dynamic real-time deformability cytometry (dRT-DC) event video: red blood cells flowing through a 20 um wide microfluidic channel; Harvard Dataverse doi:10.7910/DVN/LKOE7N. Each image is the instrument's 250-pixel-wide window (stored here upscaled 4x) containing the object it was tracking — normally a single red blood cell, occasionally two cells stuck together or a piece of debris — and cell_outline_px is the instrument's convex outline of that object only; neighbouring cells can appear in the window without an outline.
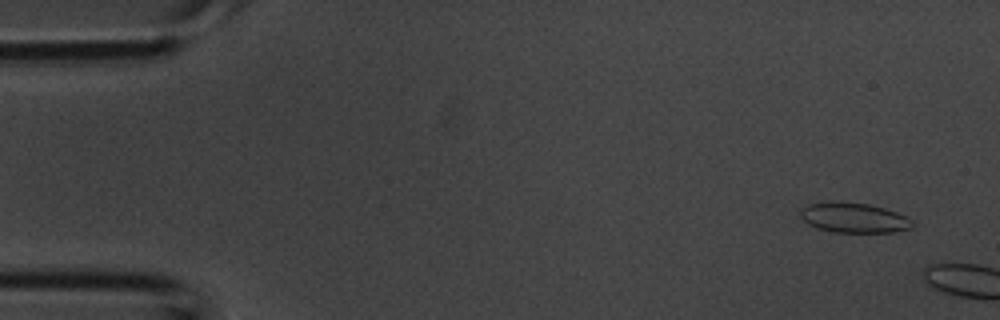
{"species": "common noctule bat (a hibernating species)", "species_latin": "Nyctalus noctula", "temperature_condition": "room temperature", "stored_images_in_passage": 5, "camera_frame_rate_fps": 3000, "um_per_image_px": 0.085, "animal": {"sex": "male", "body_mass_g": 20.1, "forearm_length_mm": 53.5}, "frame": {"image": 1, "passage_image": 1, "time_ms": 0.0, "image_size_px": [1000, 320], "cell_outline_px": [[912, 228], [892, 232], [832, 232], [816, 228], [808, 224], [800, 216], [800, 212], [808, 204], [828, 200], [832, 200], [868, 204], [884, 208], [896, 212], [912, 220]], "centroid_in_image_um": [72.53, 18.5], "position_along_channel_um": 12.5, "area_um2": 19.65}}